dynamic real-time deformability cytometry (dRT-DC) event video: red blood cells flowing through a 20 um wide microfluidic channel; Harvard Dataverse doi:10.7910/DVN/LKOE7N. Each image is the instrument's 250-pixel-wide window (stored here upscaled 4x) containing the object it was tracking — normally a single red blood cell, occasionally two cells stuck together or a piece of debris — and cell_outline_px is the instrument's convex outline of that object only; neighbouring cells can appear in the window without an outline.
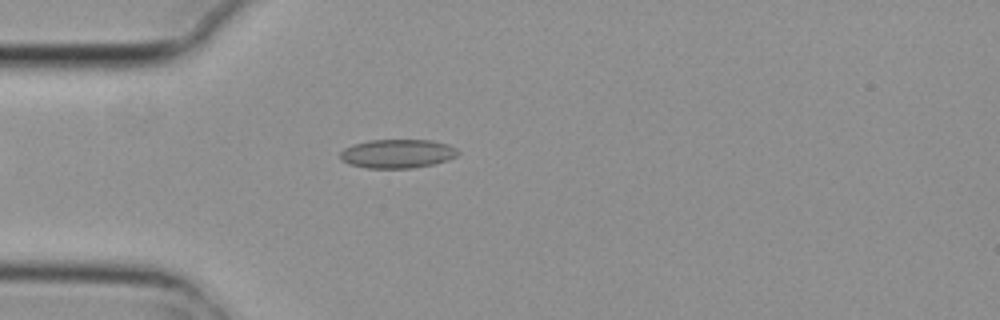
{"species": "common noctule bat (a hibernating species)", "species_latin": "Nyctalus noctula", "temperature_condition": "cold", "stored_images_in_passage": 1, "camera_frame_rate_fps": 3000, "um_per_image_px": 0.085, "animal": {"sex": "female", "body_mass_g": 29.2, "forearm_length_mm": 56.3}, "frame": {"image": 1, "passage_image": 1, "time_ms": 0.0, "image_size_px": [1000, 320], "cell_outline_px": [[460, 152], [456, 156], [448, 160], [432, 164], [412, 168], [364, 168], [348, 164], [340, 160], [340, 152], [344, 148], [352, 144], [368, 140], [432, 140], [448, 144], [456, 148]], "centroid_in_image_um": [33.75, 13.06], "position_along_channel_um": 51.3, "area_um2": 20.0}}